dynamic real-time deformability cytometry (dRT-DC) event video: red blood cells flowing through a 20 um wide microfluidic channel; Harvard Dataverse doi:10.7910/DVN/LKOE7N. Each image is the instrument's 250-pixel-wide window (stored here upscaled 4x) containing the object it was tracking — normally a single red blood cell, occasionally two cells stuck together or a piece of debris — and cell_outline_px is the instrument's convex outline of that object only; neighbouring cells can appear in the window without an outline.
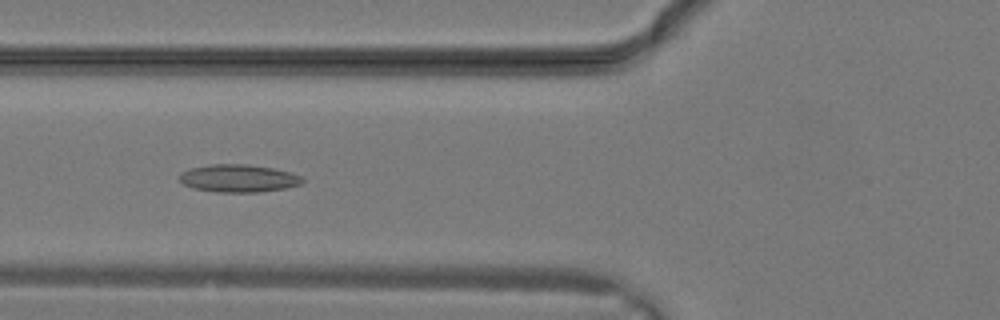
{"species": "common noctule bat (a hibernating species)", "species_latin": "Nyctalus noctula", "temperature_condition": "warm", "stored_images_in_passage": 15, "camera_frame_rate_fps": 3000, "um_per_image_px": 0.085, "animal": {"sex": "male", "body_mass_g": 19.2, "forearm_length_mm": 51.8}, "frame": {"image": 1, "passage_image": 8, "time_ms": 2.333, "image_size_px": [1000, 320], "cell_outline_px": [[304, 180], [300, 184], [284, 188], [260, 192], [216, 192], [192, 188], [184, 184], [180, 180], [180, 172], [188, 168], [208, 164], [248, 164], [272, 168], [292, 172], [300, 176]], "centroid_in_image_um": [20.23, 15.15], "position_along_channel_um": 105.6, "area_um2": 19.94}}
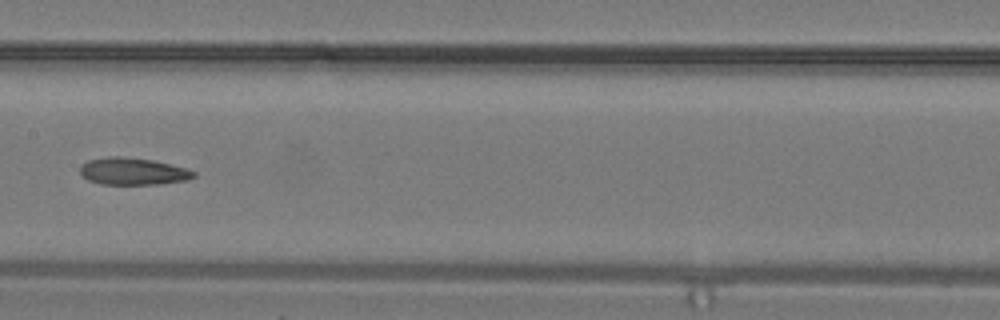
{"frame": {"image": 2, "passage_image": 12, "time_ms": 3.667, "image_size_px": [1000, 320], "cell_outline_px": [[196, 176], [188, 180], [160, 184], [100, 184], [88, 180], [80, 172], [80, 168], [88, 160], [108, 156], [120, 156], [152, 160], [184, 168], [196, 172]], "centroid_in_image_um": [11.3, 14.57], "position_along_channel_um": 196.1, "area_um2": 17.8}}
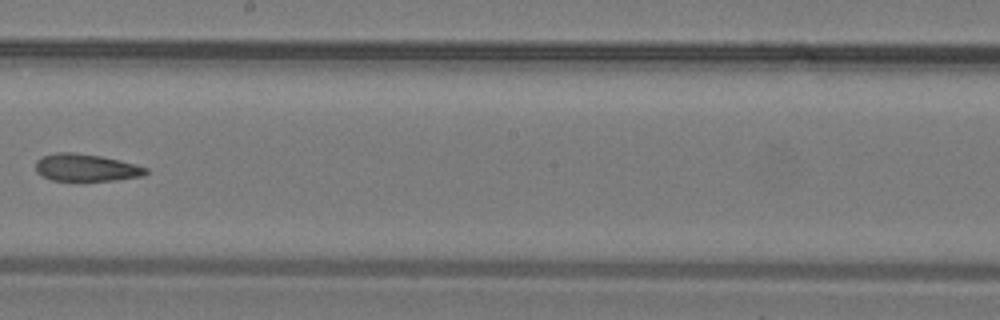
{"frame": {"image": 3, "passage_image": 14, "time_ms": 4.333, "image_size_px": [1000, 320], "cell_outline_px": [[148, 172], [144, 176], [116, 180], [52, 180], [36, 172], [36, 160], [44, 156], [56, 152], [72, 152], [100, 156], [120, 160], [136, 164], [148, 168]], "centroid_in_image_um": [7.35, 14.24], "position_along_channel_um": 240.9, "area_um2": 17.46}}